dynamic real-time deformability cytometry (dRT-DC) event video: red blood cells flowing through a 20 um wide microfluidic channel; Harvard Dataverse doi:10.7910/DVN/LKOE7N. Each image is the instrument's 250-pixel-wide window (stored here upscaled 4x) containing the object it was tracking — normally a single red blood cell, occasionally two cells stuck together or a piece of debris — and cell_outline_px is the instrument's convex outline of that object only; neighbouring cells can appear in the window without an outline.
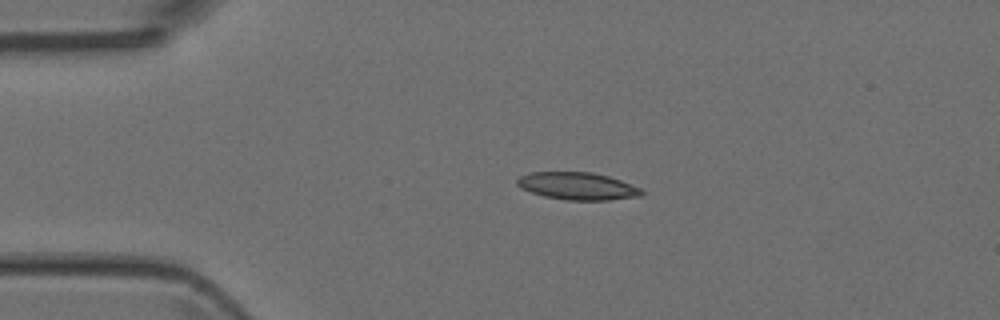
{"species": "Egyptian fruit bat (a non-hibernating species)", "species_latin": "Rousettus aegyptiacus", "temperature_condition": "room temperature", "stored_images_in_passage": 3, "camera_frame_rate_fps": 3000, "um_per_image_px": 0.085, "animal": {"sex": "female"}, "frame": {"image": 1, "passage_image": 2, "time_ms": 1.0, "image_size_px": [1000, 320], "cell_outline_px": [[644, 192], [640, 196], [608, 200], [568, 200], [544, 196], [520, 188], [516, 184], [516, 180], [520, 176], [528, 172], [592, 172], [608, 176], [620, 180], [640, 188]], "centroid_in_image_um": [49.06, 15.81], "position_along_channel_um": 35.9, "area_um2": 19.83}}